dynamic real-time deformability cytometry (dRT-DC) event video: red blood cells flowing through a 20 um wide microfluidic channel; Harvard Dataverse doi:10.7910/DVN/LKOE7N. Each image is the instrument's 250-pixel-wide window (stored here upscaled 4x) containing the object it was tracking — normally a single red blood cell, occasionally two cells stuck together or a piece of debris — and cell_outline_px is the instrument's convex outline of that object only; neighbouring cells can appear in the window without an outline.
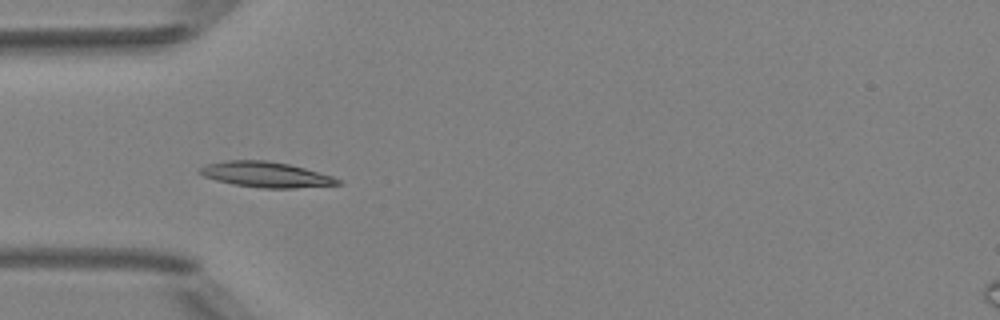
{"species": "Egyptian fruit bat (a non-hibernating species)", "species_latin": "Rousettus aegyptiacus", "temperature_condition": "room temperature", "stored_images_in_passage": 7, "camera_frame_rate_fps": 3000, "um_per_image_px": 0.085, "animal": {"sex": "female"}, "frame": {"image": 1, "passage_image": 5, "time_ms": 4.667, "image_size_px": [1000, 320], "cell_outline_px": [[340, 184], [292, 188], [260, 188], [232, 184], [216, 180], [204, 176], [196, 172], [200, 168], [208, 164], [228, 160], [264, 160], [288, 164], [304, 168], [332, 176], [340, 180]], "centroid_in_image_um": [22.56, 14.84], "position_along_channel_um": 62.4, "area_um2": 20.23}}
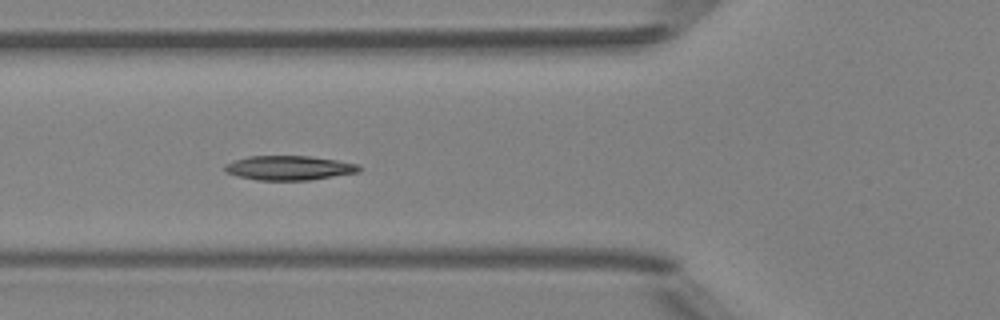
{"frame": {"image": 2, "passage_image": 6, "time_ms": 5.667, "image_size_px": [1000, 320], "cell_outline_px": [[360, 172], [308, 180], [256, 180], [236, 176], [224, 172], [224, 164], [248, 156], [308, 156], [336, 160], [360, 164]], "centroid_in_image_um": [24.55, 14.27], "position_along_channel_um": 101.3, "area_um2": 19.13}}
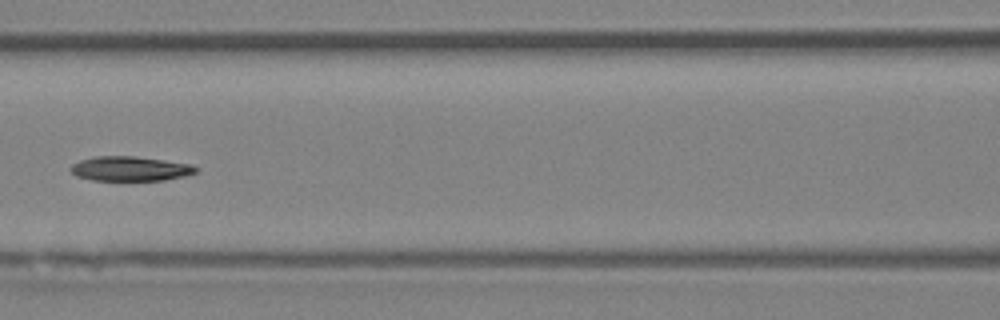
{"frame": {"image": 3, "passage_image": 7, "time_ms": 7.0, "image_size_px": [1000, 320], "cell_outline_px": [[200, 168], [196, 172], [184, 176], [164, 180], [92, 180], [76, 176], [68, 168], [72, 164], [80, 160], [92, 156], [136, 156], [192, 164]], "centroid_in_image_um": [11.05, 14.33], "position_along_channel_um": 155.5, "area_um2": 18.09}}